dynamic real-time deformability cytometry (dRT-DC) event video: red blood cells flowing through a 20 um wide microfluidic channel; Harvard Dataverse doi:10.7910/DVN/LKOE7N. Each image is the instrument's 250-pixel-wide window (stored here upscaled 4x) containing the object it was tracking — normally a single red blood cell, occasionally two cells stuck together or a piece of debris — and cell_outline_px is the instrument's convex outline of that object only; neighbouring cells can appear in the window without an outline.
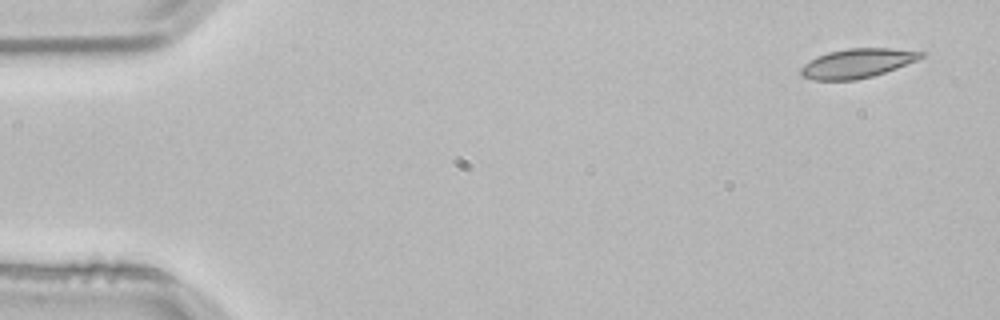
{"species": "common noctule bat (a hibernating species)", "species_latin": "Nyctalus noctula", "temperature_condition": "room temperature", "stored_images_in_passage": 3, "camera_frame_rate_fps": 3000, "um_per_image_px": 0.085, "animal": {"sex": "male", "body_mass_g": 21.5, "forearm_length_mm": 52.0}, "frame": {"image": 1, "passage_image": 1, "time_ms": 0.0, "image_size_px": [1000, 320], "cell_outline_px": [[928, 52], [924, 56], [916, 60], [896, 68], [872, 76], [856, 80], [812, 80], [804, 76], [800, 72], [800, 68], [804, 64], [816, 56], [828, 52], [848, 48], [888, 48]], "centroid_in_image_um": [72.86, 5.37], "position_along_channel_um": 12.1, "area_um2": 20.4}}